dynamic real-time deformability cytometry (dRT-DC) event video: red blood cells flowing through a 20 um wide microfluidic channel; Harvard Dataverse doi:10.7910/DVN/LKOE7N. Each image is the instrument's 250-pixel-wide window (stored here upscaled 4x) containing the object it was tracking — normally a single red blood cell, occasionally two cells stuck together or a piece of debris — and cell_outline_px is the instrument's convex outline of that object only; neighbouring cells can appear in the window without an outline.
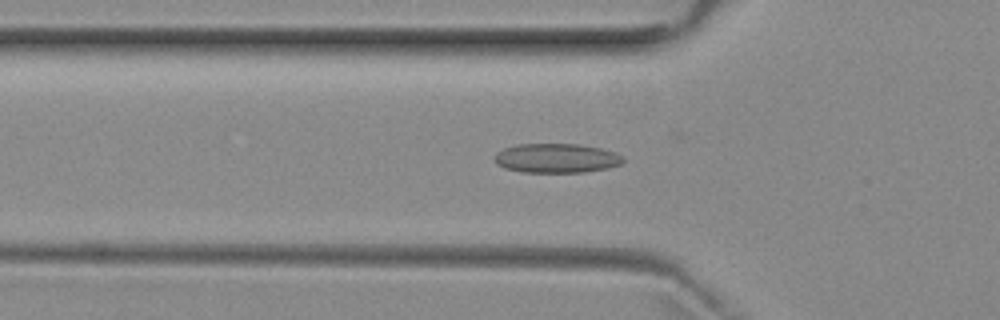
{"species": "common noctule bat (a hibernating species)", "species_latin": "Nyctalus noctula", "temperature_condition": "room temperature", "stored_images_in_passage": 43, "camera_frame_rate_fps": 3000, "um_per_image_px": 0.085, "animal": {"sex": "female", "body_mass_g": 29.2, "forearm_length_mm": 56.3}, "frame": {"image": 1, "passage_image": 11, "time_ms": 3.333, "image_size_px": [1000, 320], "cell_outline_px": [[624, 160], [620, 164], [608, 168], [584, 172], [520, 172], [504, 168], [496, 164], [492, 160], [492, 156], [496, 152], [504, 148], [516, 144], [580, 144], [600, 148], [616, 152], [624, 156]], "centroid_in_image_um": [47.25, 13.44], "position_along_channel_um": 78.5, "area_um2": 22.31}}
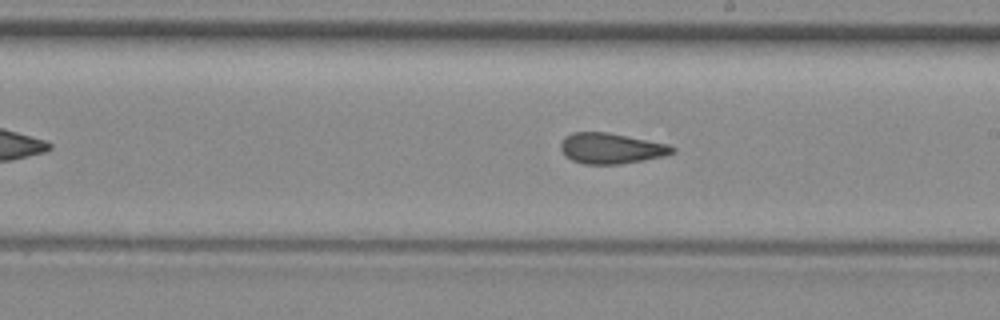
{"frame": {"image": 2, "passage_image": 23, "time_ms": 7.333, "image_size_px": [1000, 320], "cell_outline_px": [[676, 152], [664, 156], [644, 160], [620, 164], [584, 164], [572, 160], [564, 156], [560, 148], [560, 144], [564, 136], [572, 132], [608, 132], [668, 144], [676, 148]], "centroid_in_image_um": [51.93, 12.61], "position_along_channel_um": 237.1, "area_um2": 20.11}}
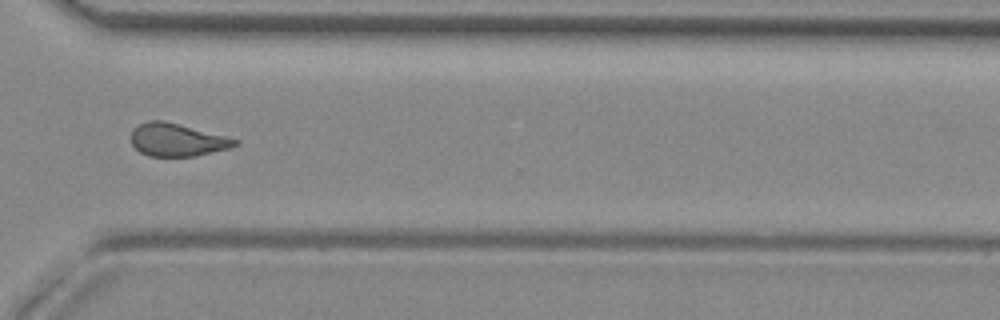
{"frame": {"image": 3, "passage_image": 32, "time_ms": 10.333, "image_size_px": [1000, 320], "cell_outline_px": [[240, 144], [228, 148], [192, 156], [148, 156], [140, 152], [132, 144], [132, 132], [140, 124], [148, 120], [164, 120], [240, 140]], "centroid_in_image_um": [15.05, 11.88], "position_along_channel_um": 355.5, "area_um2": 19.54}, "authors_computed_cell_mechanics": {"area_um2": 20.23, "velocity_mm_per_s": 3.9538, "shape_relaxation_time_tau1_ms": null, "shape_relaxation_time_tau2_ms": 2.2385, "deformation_change_tau1": null, "deformation_change_tau2": 0.1034}}